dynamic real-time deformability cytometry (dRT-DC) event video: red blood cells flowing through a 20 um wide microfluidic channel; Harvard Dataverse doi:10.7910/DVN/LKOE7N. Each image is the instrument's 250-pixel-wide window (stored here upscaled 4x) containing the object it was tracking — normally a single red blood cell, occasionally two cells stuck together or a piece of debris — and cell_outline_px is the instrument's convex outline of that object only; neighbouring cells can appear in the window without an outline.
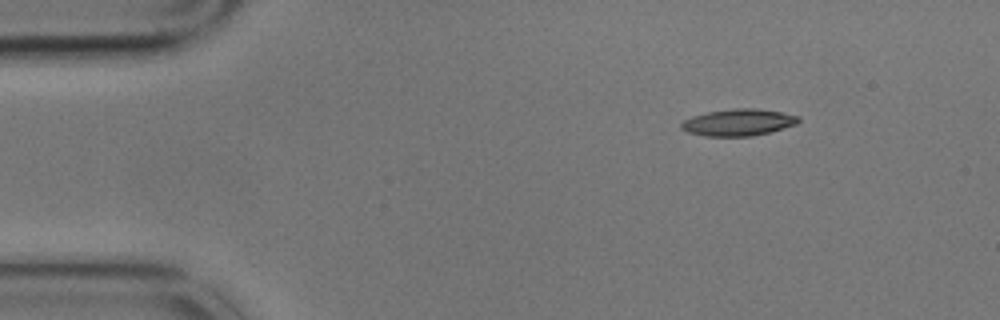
{"species": "common noctule bat (a hibernating species)", "species_latin": "Nyctalus noctula", "temperature_condition": "cold", "stored_images_in_passage": 6, "camera_frame_rate_fps": 3000, "um_per_image_px": 0.085, "animal": {"sex": "male", "body_mass_g": 17.9}, "frame": {"image": 1, "passage_image": 1, "time_ms": 0.0, "image_size_px": [1000, 320], "cell_outline_px": [[800, 120], [796, 124], [768, 132], [752, 136], [704, 136], [688, 132], [680, 128], [680, 124], [684, 120], [692, 116], [708, 112], [736, 108], [752, 108], [780, 112], [800, 116]], "centroid_in_image_um": [62.73, 10.4], "position_along_channel_um": 22.3, "area_um2": 18.09}}
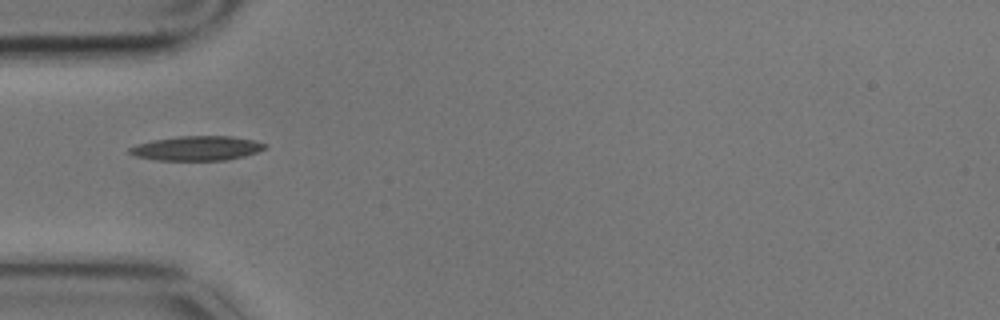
{"frame": {"image": 2, "passage_image": 4, "time_ms": 1.0, "image_size_px": [1000, 320], "cell_outline_px": [[268, 148], [244, 156], [224, 160], [156, 160], [136, 156], [128, 152], [128, 148], [152, 140], [176, 136], [232, 136], [252, 140], [268, 144]], "centroid_in_image_um": [16.76, 12.6], "position_along_channel_um": 68.2, "area_um2": 19.25}}
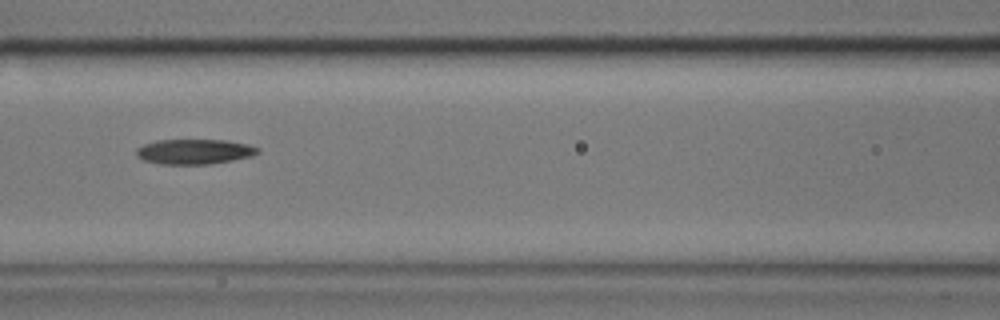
{"frame": {"image": 3, "passage_image": 6, "time_ms": 1.667, "image_size_px": [1000, 320], "cell_outline_px": [[260, 152], [252, 156], [232, 160], [208, 164], [160, 164], [144, 160], [136, 156], [136, 148], [144, 144], [156, 140], [224, 140], [248, 144], [260, 148]], "centroid_in_image_um": [16.52, 12.88], "position_along_channel_um": 150.1, "area_um2": 17.74}}